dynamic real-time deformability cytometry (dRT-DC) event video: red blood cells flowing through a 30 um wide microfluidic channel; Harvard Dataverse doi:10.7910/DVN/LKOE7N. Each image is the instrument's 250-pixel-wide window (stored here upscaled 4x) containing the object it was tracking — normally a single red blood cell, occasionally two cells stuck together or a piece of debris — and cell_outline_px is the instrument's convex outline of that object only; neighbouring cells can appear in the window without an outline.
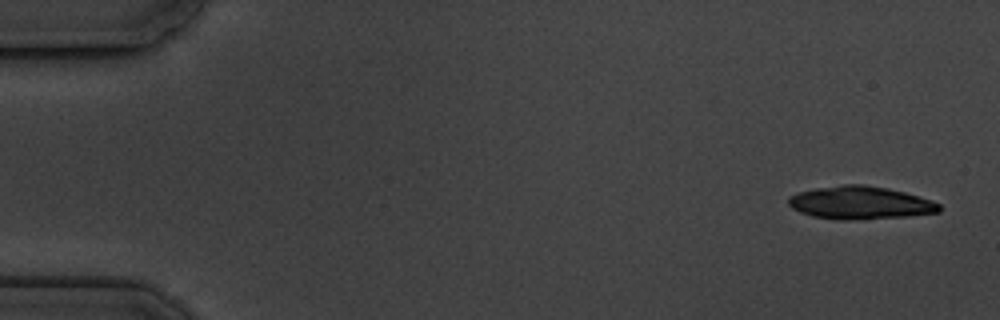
{"species": "common noctule bat (a hibernating species)", "species_latin": "Nyctalus noctula", "temperature_condition": "cold", "stored_images_in_passage": 5, "camera_frame_rate_fps": 3000, "um_per_image_px": 0.085, "animal": {"sex": "male", "body_mass_g": 19.5, "forearm_length_mm": 54.6}, "frame": {"image": 1, "passage_image": 1, "time_ms": 0.0, "image_size_px": [1000, 320], "cell_outline_px": [[940, 212], [908, 216], [844, 220], [836, 220], [812, 216], [800, 212], [792, 208], [788, 204], [788, 196], [800, 192], [816, 188], [844, 184], [864, 184], [888, 188], [904, 192], [932, 200], [940, 204]], "centroid_in_image_um": [73.11, 17.23], "position_along_channel_um": 11.9, "area_um2": 28.9}}